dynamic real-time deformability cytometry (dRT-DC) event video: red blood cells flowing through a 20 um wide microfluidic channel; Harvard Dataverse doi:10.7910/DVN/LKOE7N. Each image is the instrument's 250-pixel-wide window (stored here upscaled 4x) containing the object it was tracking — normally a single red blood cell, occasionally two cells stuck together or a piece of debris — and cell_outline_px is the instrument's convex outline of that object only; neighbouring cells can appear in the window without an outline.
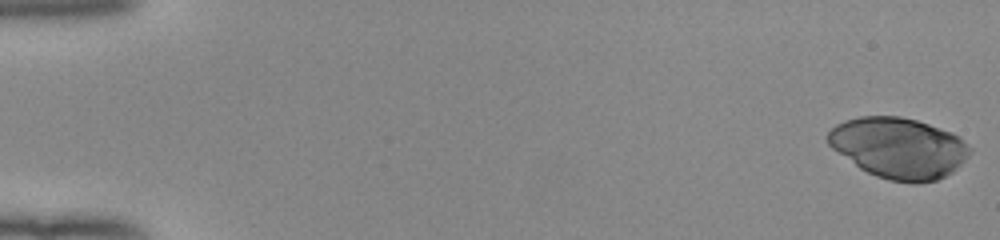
{"species": "human", "species_latin": "Homo sapiens", "temperature_condition": "room temperature", "stored_images_in_passage": 52, "camera_frame_rate_fps": 3000, "um_per_image_px": 0.085, "donor": {"sex": "female"}, "frame": {"image": 1, "passage_image": 1, "time_ms": 0.0, "image_size_px": [1000, 240], "cell_outline_px": [[972, 152], [952, 172], [936, 180], [916, 184], [912, 184], [888, 180], [876, 176], [860, 168], [832, 148], [828, 144], [828, 132], [836, 124], [844, 120], [860, 116], [900, 116], [916, 120], [952, 132], [960, 136], [972, 148]], "centroid_in_image_um": [76.41, 12.57], "position_along_channel_um": 8.6, "area_um2": 50.34}}